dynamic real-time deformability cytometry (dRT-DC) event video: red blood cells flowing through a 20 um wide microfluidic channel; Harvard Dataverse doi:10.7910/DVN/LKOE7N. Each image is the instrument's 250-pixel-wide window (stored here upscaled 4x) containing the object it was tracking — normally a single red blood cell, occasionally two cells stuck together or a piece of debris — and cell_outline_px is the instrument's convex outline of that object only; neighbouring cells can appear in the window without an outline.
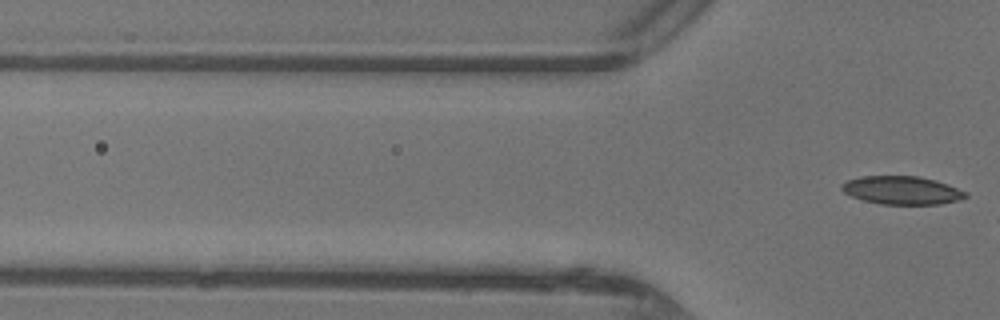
{"species": "common noctule bat (a hibernating species)", "species_latin": "Nyctalus noctula", "temperature_condition": "warm", "stored_images_in_passage": 3, "camera_frame_rate_fps": 3000, "um_per_image_px": 0.085, "animal": {"sex": "female"}, "frame": {"image": 1, "passage_image": 3, "time_ms": 0.667, "image_size_px": [1000, 320], "cell_outline_px": [[968, 196], [956, 200], [940, 204], [880, 204], [864, 200], [852, 196], [844, 192], [840, 188], [840, 184], [848, 180], [864, 176], [920, 176], [936, 180], [968, 192]], "centroid_in_image_um": [76.66, 16.17], "position_along_channel_um": 49.1, "area_um2": 20.29}}